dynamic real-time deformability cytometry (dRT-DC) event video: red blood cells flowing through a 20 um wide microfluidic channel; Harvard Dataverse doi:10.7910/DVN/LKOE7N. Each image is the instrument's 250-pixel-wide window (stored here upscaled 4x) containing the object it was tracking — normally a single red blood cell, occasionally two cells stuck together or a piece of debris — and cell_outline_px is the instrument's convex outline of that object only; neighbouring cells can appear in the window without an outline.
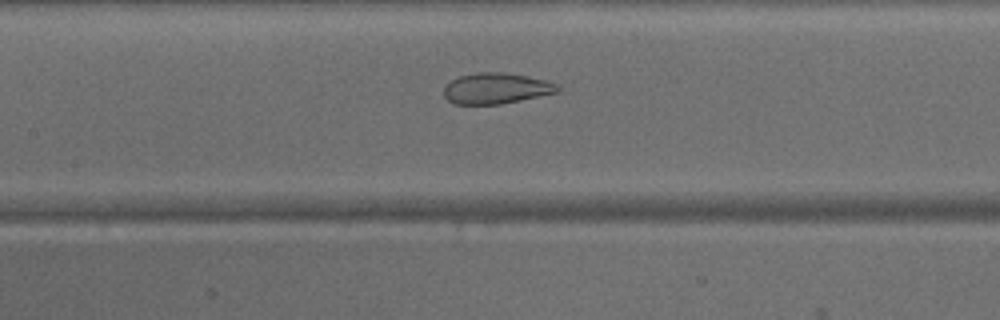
{"species": "common noctule bat (a hibernating species)", "species_latin": "Nyctalus noctula", "temperature_condition": "warm", "stored_images_in_passage": 42, "camera_frame_rate_fps": 3000, "um_per_image_px": 0.085, "animal": {"sex": "male", "body_mass_g": 15.6}, "frame": {"image": 1, "passage_image": 17, "time_ms": 5.333, "image_size_px": [1000, 320], "cell_outline_px": [[560, 88], [556, 92], [540, 96], [500, 104], [452, 104], [444, 96], [444, 88], [456, 76], [476, 72], [500, 72], [528, 76], [544, 80], [556, 84]], "centroid_in_image_um": [42.13, 7.51], "position_along_channel_um": 165.3, "area_um2": 20.35}}
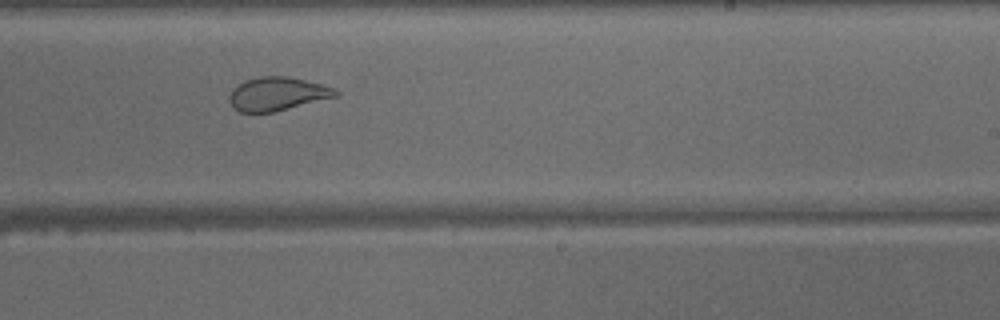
{"frame": {"image": 2, "passage_image": 24, "time_ms": 7.667, "image_size_px": [1000, 320], "cell_outline_px": [[340, 92], [336, 96], [272, 112], [240, 112], [228, 100], [228, 96], [232, 88], [248, 80], [260, 76], [288, 76], [320, 84], [332, 88]], "centroid_in_image_um": [23.53, 7.97], "position_along_channel_um": 265.5, "area_um2": 20.23}}
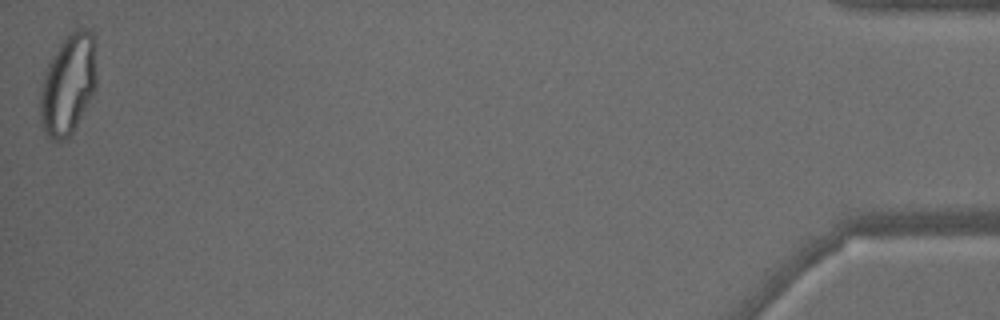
{"frame": {"image": 3, "passage_image": 42, "time_ms": 13.667, "image_size_px": [1000, 320], "cell_outline_px": [[96, 88], [92, 96], [72, 132], [68, 136], [60, 140], [52, 140], [44, 132], [40, 124], [40, 92], [44, 72], [52, 56], [60, 44], [76, 28], [84, 28], [92, 32], [96, 72]], "centroid_in_image_um": [5.77, 7.19], "position_along_channel_um": 429.4, "area_um2": 32.66}}